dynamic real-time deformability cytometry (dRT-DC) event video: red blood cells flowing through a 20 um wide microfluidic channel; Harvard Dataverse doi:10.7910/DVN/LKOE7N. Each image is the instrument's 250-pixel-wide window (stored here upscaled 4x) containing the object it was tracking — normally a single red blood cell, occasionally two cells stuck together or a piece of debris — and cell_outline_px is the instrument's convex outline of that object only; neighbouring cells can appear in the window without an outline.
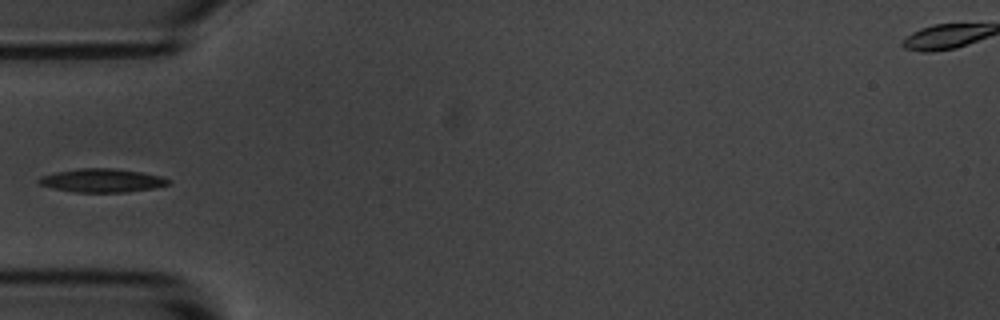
{"species": "common noctule bat (a hibernating species)", "species_latin": "Nyctalus noctula", "temperature_condition": "room temperature", "stored_images_in_passage": 5, "camera_frame_rate_fps": 3000, "um_per_image_px": 0.085, "animal": {"sex": "male", "body_mass_g": 20.1, "forearm_length_mm": 53.5}, "frame": {"image": 1, "passage_image": 5, "time_ms": 5.333, "image_size_px": [1000, 320], "cell_outline_px": [[172, 184], [156, 188], [124, 192], [76, 192], [56, 188], [40, 184], [36, 180], [40, 176], [56, 172], [80, 168], [112, 168], [140, 172], [160, 176], [172, 180]], "centroid_in_image_um": [8.72, 15.34], "position_along_channel_um": 76.3, "area_um2": 17.69}}